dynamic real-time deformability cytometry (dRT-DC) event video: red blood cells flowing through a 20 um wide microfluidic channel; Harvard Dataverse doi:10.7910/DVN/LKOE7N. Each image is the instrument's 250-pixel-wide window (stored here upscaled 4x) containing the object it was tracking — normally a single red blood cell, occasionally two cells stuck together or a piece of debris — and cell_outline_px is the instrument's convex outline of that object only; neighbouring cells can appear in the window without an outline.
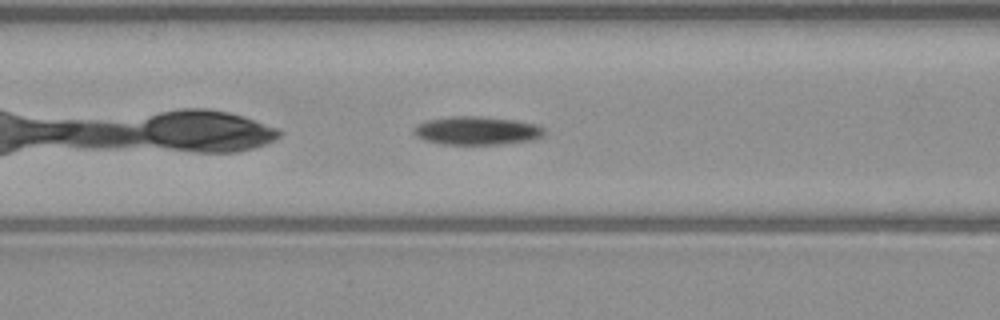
{"species": "common noctule bat (a hibernating species)", "species_latin": "Nyctalus noctula", "temperature_condition": "warm", "stored_images_in_passage": 31, "camera_frame_rate_fps": 3000, "um_per_image_px": 0.085, "animal": {"sex": "male", "body_mass_g": 23.1, "forearm_length_mm": 52.7}, "frame": {"image": 1, "passage_image": 5, "time_ms": 1.333, "image_size_px": [1000, 320], "cell_outline_px": [[544, 136], [536, 140], [504, 144], [444, 144], [424, 140], [416, 136], [412, 132], [412, 128], [416, 124], [428, 120], [452, 116], [476, 116], [516, 120], [536, 124], [544, 128]], "centroid_in_image_um": [40.55, 11.11], "position_along_channel_um": 126.1, "area_um2": 21.79}}
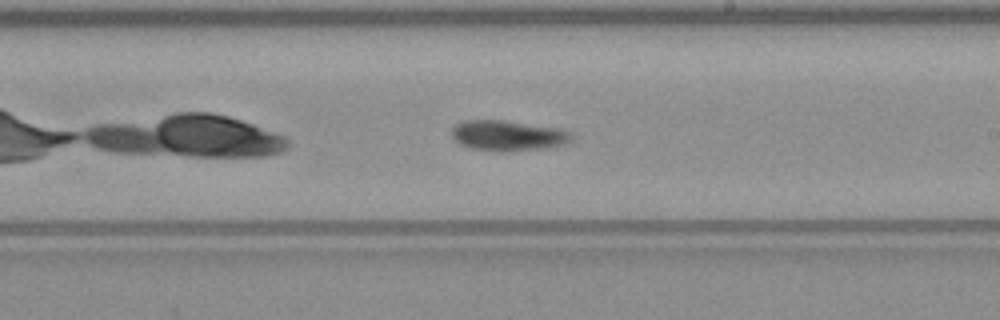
{"frame": {"image": 2, "passage_image": 14, "time_ms": 4.333, "image_size_px": [1000, 320], "cell_outline_px": [[572, 140], [564, 144], [548, 148], [508, 152], [492, 152], [468, 148], [460, 144], [452, 136], [452, 128], [456, 124], [464, 120], [504, 120], [560, 128], [572, 132]], "centroid_in_image_um": [43.18, 11.54], "position_along_channel_um": 245.8, "area_um2": 21.73}}
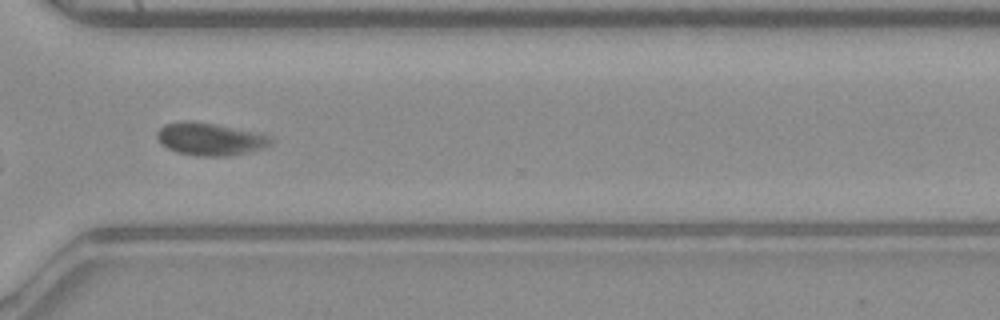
{"frame": {"image": 3, "passage_image": 22, "time_ms": 7.0, "image_size_px": [1000, 320], "cell_outline_px": [[276, 140], [268, 148], [252, 152], [228, 156], [200, 156], [176, 152], [160, 144], [156, 136], [156, 132], [164, 124], [188, 120], [260, 132], [272, 136]], "centroid_in_image_um": [17.94, 11.83], "position_along_channel_um": 352.7, "area_um2": 22.08}}